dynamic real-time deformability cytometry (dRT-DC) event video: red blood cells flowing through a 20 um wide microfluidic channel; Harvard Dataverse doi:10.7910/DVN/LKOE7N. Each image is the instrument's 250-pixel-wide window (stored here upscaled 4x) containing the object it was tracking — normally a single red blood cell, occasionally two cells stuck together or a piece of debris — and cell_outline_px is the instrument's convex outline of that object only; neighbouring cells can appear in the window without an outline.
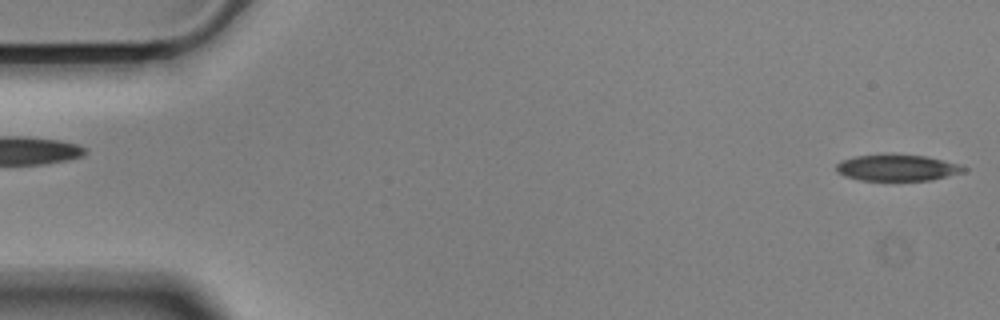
{"species": "Egyptian fruit bat (a non-hibernating species)", "species_latin": "Rousettus aegyptiacus", "temperature_condition": "cold", "stored_images_in_passage": 56, "camera_frame_rate_fps": 3000, "um_per_image_px": 0.085, "animal": {"sex": "male"}, "frame": {"image": 1, "passage_image": 1, "time_ms": 0.0, "image_size_px": [1000, 320], "cell_outline_px": [[968, 168], [964, 172], [932, 180], [860, 180], [844, 176], [836, 172], [836, 164], [840, 160], [856, 156], [884, 152], [892, 152], [924, 156], [956, 164]], "centroid_in_image_um": [76.18, 14.23], "position_along_channel_um": 8.8, "area_um2": 20.0}}
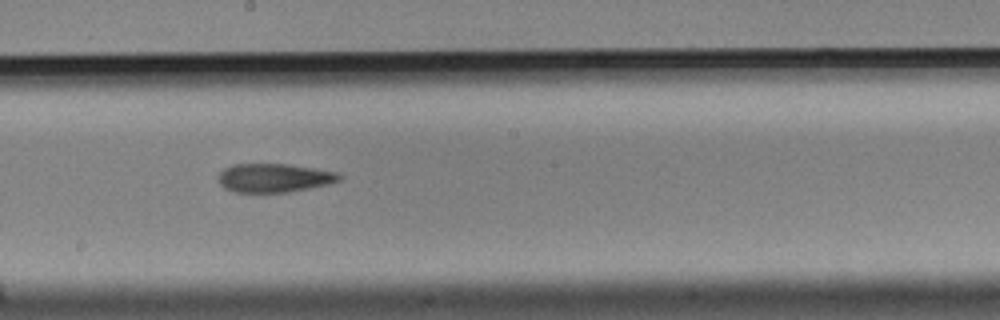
{"frame": {"image": 2, "passage_image": 30, "time_ms": 9.667, "image_size_px": [1000, 320], "cell_outline_px": [[344, 176], [340, 180], [328, 184], [288, 192], [232, 192], [224, 188], [220, 184], [216, 176], [224, 168], [232, 164], [288, 164], [336, 172]], "centroid_in_image_um": [23.25, 15.12], "position_along_channel_um": 224.9, "area_um2": 20.29}}
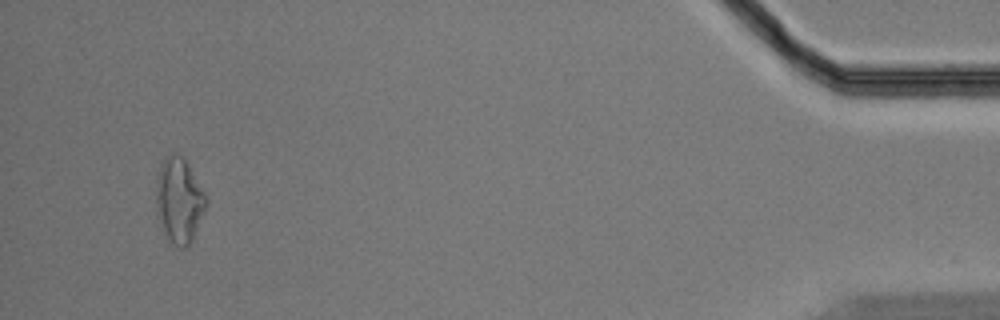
{"frame": {"image": 3, "passage_image": 53, "time_ms": 17.333, "image_size_px": [1000, 320], "cell_outline_px": [[208, 204], [192, 240], [188, 248], [180, 248], [168, 236], [156, 216], [156, 176], [160, 164], [164, 156], [172, 152], [184, 156], [208, 196]], "centroid_in_image_um": [15.24, 16.95], "position_along_channel_um": 420.0, "area_um2": 25.32}, "authors_computed_cell_mechanics": {"area_um2": 20.9236, "velocity_mm_per_s": 3.5432, "shape_relaxation_time_tau1_ms": 3.6094, "shape_relaxation_time_tau2_ms": 6.4271, "deformation_change_tau1": 0.1193, "deformation_change_tau2": 0.1809}}